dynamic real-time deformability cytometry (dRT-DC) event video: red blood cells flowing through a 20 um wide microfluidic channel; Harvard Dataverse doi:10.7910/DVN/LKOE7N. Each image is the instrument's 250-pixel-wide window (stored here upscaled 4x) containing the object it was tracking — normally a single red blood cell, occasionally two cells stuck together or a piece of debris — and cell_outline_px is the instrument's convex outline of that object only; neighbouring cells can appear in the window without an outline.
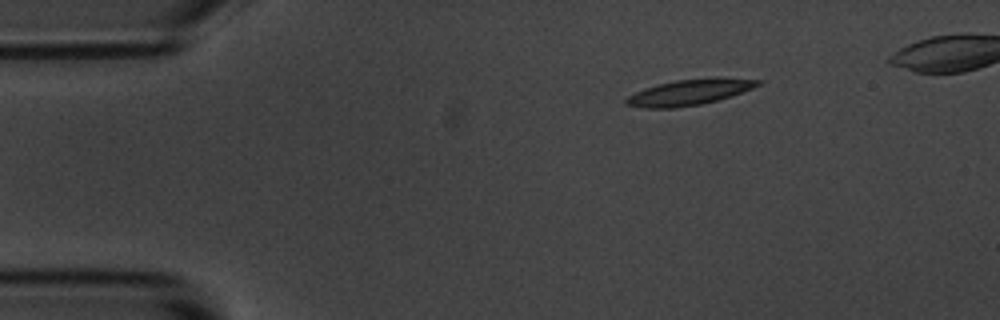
{"species": "common noctule bat (a hibernating species)", "species_latin": "Nyctalus noctula", "temperature_condition": "room temperature", "stored_images_in_passage": 3, "camera_frame_rate_fps": 3000, "um_per_image_px": 0.085, "animal": {"sex": "male", "body_mass_g": 20.1, "forearm_length_mm": 53.5}, "frame": {"image": 1, "passage_image": 1, "time_ms": 0.0, "image_size_px": [1000, 320], "cell_outline_px": [[764, 80], [760, 84], [752, 88], [732, 96], [700, 104], [676, 108], [644, 108], [624, 104], [624, 100], [628, 96], [644, 88], [656, 84], [676, 80], [716, 76]], "centroid_in_image_um": [58.61, 7.82], "position_along_channel_um": 26.4, "area_um2": 20.06}}